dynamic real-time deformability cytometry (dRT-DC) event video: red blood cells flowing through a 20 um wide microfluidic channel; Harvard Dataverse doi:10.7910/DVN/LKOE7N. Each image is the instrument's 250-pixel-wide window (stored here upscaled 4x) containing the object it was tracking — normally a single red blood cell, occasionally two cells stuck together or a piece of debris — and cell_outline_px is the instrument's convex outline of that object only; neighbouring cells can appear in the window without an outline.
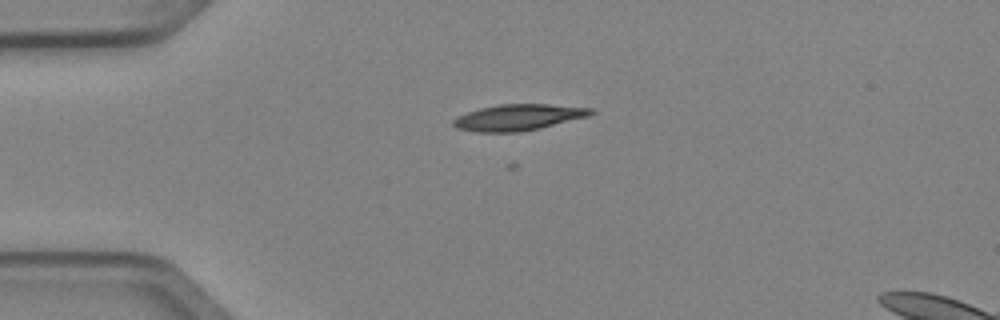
{"species": "Egyptian fruit bat (a non-hibernating species)", "species_latin": "Rousettus aegyptiacus", "temperature_condition": "cold", "stored_images_in_passage": 7, "camera_frame_rate_fps": 3000, "um_per_image_px": 0.085, "animal": {"sex": "female"}, "frame": {"image": 1, "passage_image": 5, "time_ms": 1.333, "image_size_px": [1000, 320], "cell_outline_px": [[596, 112], [588, 116], [540, 128], [520, 132], [476, 132], [456, 128], [452, 124], [452, 120], [468, 112], [480, 108], [496, 104], [548, 104], [592, 108]], "centroid_in_image_um": [44.05, 9.97], "position_along_channel_um": 40.9, "area_um2": 20.92}}
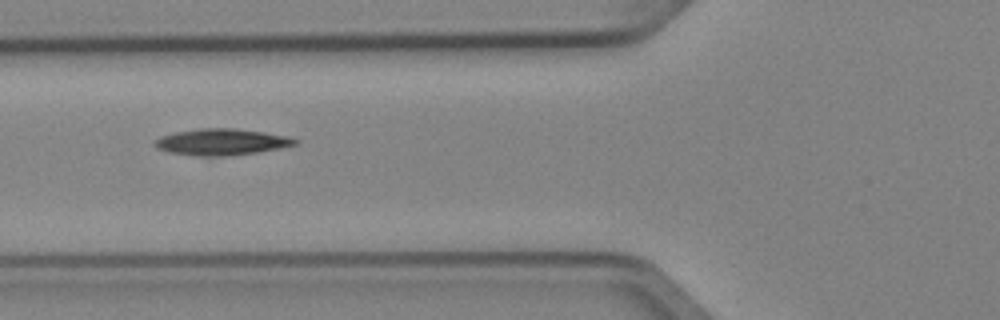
{"frame": {"image": 2, "passage_image": 7, "time_ms": 2.0, "image_size_px": [1000, 320], "cell_outline_px": [[300, 140], [296, 144], [256, 152], [224, 156], [200, 156], [172, 152], [156, 148], [152, 144], [160, 136], [176, 132], [200, 128], [232, 128], [264, 132], [284, 136]], "centroid_in_image_um": [18.78, 12.06], "position_along_channel_um": 107.0, "area_um2": 21.15}}